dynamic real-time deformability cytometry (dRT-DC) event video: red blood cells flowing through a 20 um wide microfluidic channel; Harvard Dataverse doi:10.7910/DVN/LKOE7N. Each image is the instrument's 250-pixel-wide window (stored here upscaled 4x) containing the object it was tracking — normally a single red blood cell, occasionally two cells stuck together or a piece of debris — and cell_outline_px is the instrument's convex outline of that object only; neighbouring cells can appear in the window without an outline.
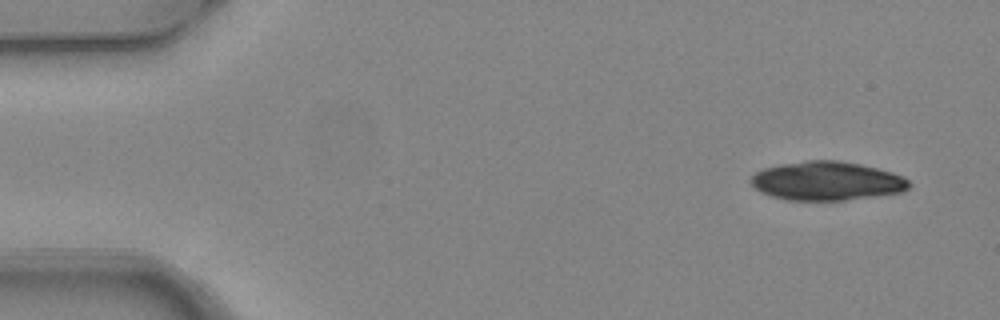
{"species": "common noctule bat (a hibernating species)", "species_latin": "Nyctalus noctula", "temperature_condition": "warm", "stored_images_in_passage": 5, "camera_frame_rate_fps": 3000, "um_per_image_px": 0.085, "animal": {"sex": "female", "body_mass_g": 24.6, "forearm_length_mm": 56.2}, "frame": {"image": 1, "passage_image": 1, "time_ms": 0.0, "image_size_px": [1000, 320], "cell_outline_px": [[912, 184], [908, 188], [900, 192], [844, 200], [784, 200], [760, 192], [748, 180], [756, 172], [764, 168], [780, 164], [804, 160], [836, 160], [860, 164], [892, 172], [904, 176]], "centroid_in_image_um": [70.25, 15.37], "position_along_channel_um": 14.7, "area_um2": 35.78}}
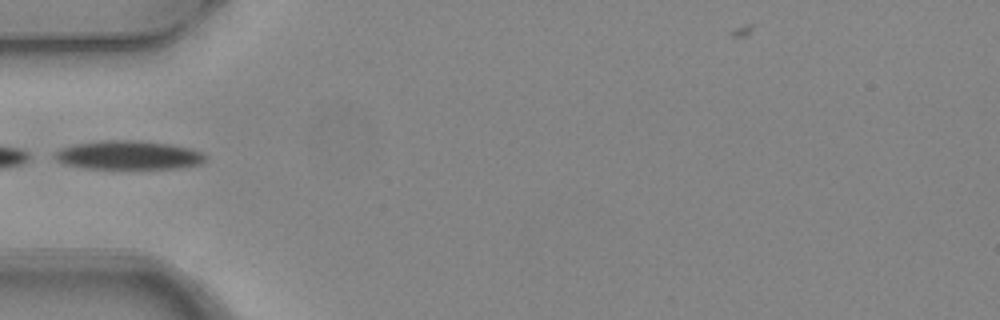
{"frame": {"image": 2, "passage_image": 5, "time_ms": 1.333, "image_size_px": [1000, 320], "cell_outline_px": [[208, 156], [204, 164], [180, 168], [84, 168], [64, 164], [56, 160], [52, 156], [52, 152], [60, 148], [76, 144], [100, 140], [136, 140], [168, 144], [192, 148], [204, 152]], "centroid_in_image_um": [10.95, 13.18], "position_along_channel_um": 74.1, "area_um2": 25.66}}